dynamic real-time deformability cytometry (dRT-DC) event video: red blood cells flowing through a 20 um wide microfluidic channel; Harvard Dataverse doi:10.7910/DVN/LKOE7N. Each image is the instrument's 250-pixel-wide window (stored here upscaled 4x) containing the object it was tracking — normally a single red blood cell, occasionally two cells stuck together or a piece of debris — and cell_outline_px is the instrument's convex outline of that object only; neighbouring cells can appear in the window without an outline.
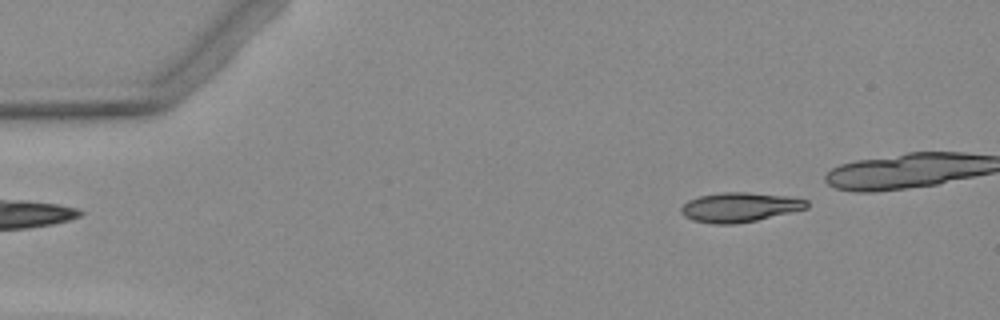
{"species": "Egyptian fruit bat (a non-hibernating species)", "species_latin": "Rousettus aegyptiacus", "temperature_condition": "warm", "stored_images_in_passage": 4, "camera_frame_rate_fps": 3000, "um_per_image_px": 0.085, "animal": {"sex": "female"}, "frame": {"image": 1, "passage_image": 2, "time_ms": 1.0, "image_size_px": [1000, 320], "cell_outline_px": [[808, 208], [792, 212], [756, 220], [732, 224], [712, 224], [692, 220], [684, 216], [680, 212], [680, 208], [688, 200], [700, 196], [720, 192], [748, 192], [788, 196], [808, 200]], "centroid_in_image_um": [62.86, 17.61], "position_along_channel_um": 22.1, "area_um2": 21.68}}